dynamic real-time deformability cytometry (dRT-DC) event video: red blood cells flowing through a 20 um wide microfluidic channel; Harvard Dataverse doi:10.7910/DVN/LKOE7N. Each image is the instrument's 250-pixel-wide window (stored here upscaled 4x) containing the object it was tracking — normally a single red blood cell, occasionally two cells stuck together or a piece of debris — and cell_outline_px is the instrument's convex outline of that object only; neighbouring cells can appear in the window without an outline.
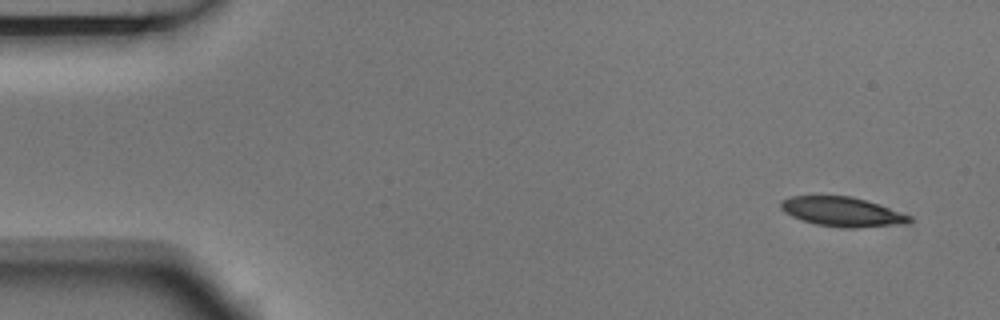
{"species": "Egyptian fruit bat (a non-hibernating species)", "species_latin": "Rousettus aegyptiacus", "temperature_condition": "room temperature", "stored_images_in_passage": 5, "camera_frame_rate_fps": 3000, "um_per_image_px": 0.085, "animal": {"sex": "male"}, "frame": {"image": 1, "passage_image": 1, "time_ms": 0.0, "image_size_px": [1000, 320], "cell_outline_px": [[912, 220], [904, 224], [856, 228], [844, 228], [816, 224], [792, 216], [784, 212], [780, 208], [780, 200], [792, 196], [852, 196], [912, 216]], "centroid_in_image_um": [71.56, 18.0], "position_along_channel_um": 13.4, "area_um2": 21.85}}
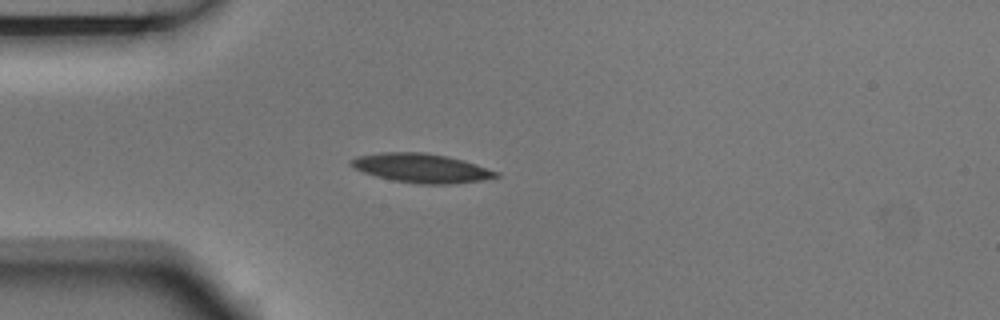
{"frame": {"image": 2, "passage_image": 4, "time_ms": 1.0, "image_size_px": [1000, 320], "cell_outline_px": [[500, 176], [484, 180], [448, 184], [416, 184], [392, 180], [376, 176], [364, 172], [348, 164], [352, 160], [360, 156], [380, 152], [424, 152], [448, 156], [500, 172]], "centroid_in_image_um": [35.84, 14.29], "position_along_channel_um": 49.2, "area_um2": 24.39}}